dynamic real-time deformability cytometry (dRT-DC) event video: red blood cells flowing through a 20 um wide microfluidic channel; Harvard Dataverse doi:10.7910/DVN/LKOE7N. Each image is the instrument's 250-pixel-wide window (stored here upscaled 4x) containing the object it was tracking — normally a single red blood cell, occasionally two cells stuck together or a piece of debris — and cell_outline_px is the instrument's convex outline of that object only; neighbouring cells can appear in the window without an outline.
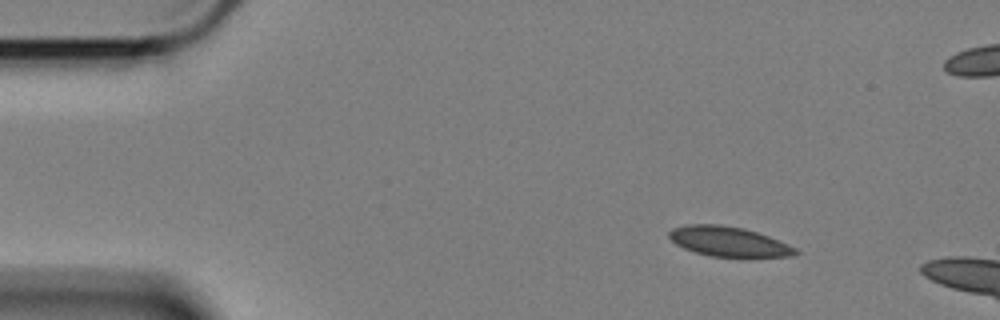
{"species": "Egyptian fruit bat (a non-hibernating species)", "species_latin": "Rousettus aegyptiacus", "temperature_condition": "cold", "stored_images_in_passage": 14, "camera_frame_rate_fps": 3000, "um_per_image_px": 0.085, "animal": {"sex": "female"}, "frame": {"image": 1, "passage_image": 7, "time_ms": 2.0, "image_size_px": [1000, 320], "cell_outline_px": [[800, 252], [792, 256], [740, 260], [708, 256], [684, 248], [676, 244], [668, 236], [668, 232], [672, 228], [684, 224], [720, 224], [744, 228], [768, 236], [796, 248]], "centroid_in_image_um": [61.96, 20.58], "position_along_channel_um": 23.0, "area_um2": 22.95}}